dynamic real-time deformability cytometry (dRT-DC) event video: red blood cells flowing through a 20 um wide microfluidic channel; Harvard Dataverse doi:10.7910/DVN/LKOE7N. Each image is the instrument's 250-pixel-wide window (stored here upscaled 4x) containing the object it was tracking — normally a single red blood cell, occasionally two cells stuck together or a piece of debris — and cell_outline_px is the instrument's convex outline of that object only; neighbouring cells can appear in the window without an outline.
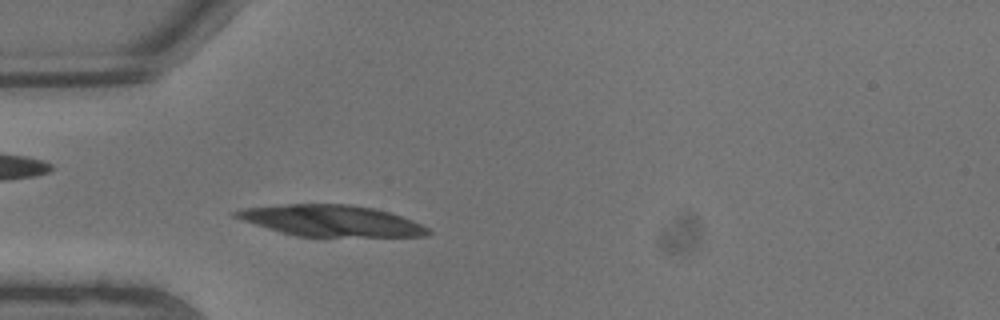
{"species": "common noctule bat (a hibernating species)", "species_latin": "Nyctalus noctula", "temperature_condition": "warm", "stored_images_in_passage": 4, "camera_frame_rate_fps": 3000, "um_per_image_px": 0.085, "animal": {"sex": "male", "body_mass_g": 13.3}, "frame": {"image": 1, "passage_image": 4, "time_ms": 1.0, "image_size_px": [1000, 320], "cell_outline_px": [[432, 232], [428, 236], [320, 240], [296, 236], [280, 232], [232, 216], [232, 212], [244, 208], [288, 204], [348, 204], [372, 208], [388, 212], [412, 220], [428, 228]], "centroid_in_image_um": [28.23, 18.83], "position_along_channel_um": 56.8, "area_um2": 36.36}}